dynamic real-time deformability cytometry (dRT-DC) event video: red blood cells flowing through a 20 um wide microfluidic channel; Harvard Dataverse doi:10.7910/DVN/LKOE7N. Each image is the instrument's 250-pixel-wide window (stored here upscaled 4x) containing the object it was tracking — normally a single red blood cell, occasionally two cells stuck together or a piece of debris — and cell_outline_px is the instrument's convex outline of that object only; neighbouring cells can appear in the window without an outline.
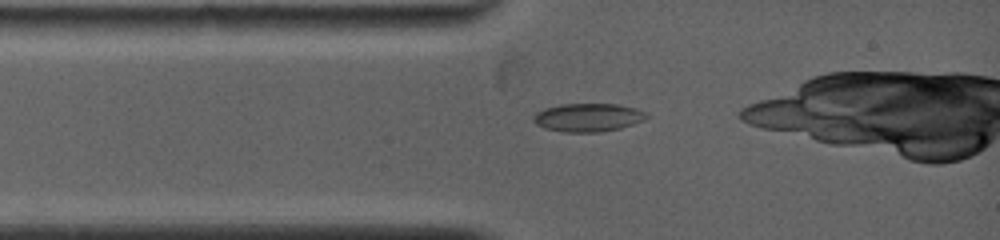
{"species": "common noctule bat (a hibernating species)", "species_latin": "Nyctalus noctula", "temperature_condition": "warm", "stored_images_in_passage": 2, "camera_frame_rate_fps": 5000, "um_per_image_px": 0.085, "animal": {"sex": "female", "body_mass_g": 19.0, "forearm_length_mm": 53.3}, "frame": {"image": 1, "passage_image": 1, "time_ms": 0.0, "image_size_px": [1000, 240], "cell_outline_px": [[648, 116], [644, 120], [620, 128], [596, 132], [564, 132], [544, 128], [536, 124], [532, 120], [532, 116], [536, 112], [544, 108], [560, 104], [616, 104], [636, 108], [648, 112]], "centroid_in_image_um": [49.96, 9.98], "position_along_channel_um": 35.0, "area_um2": 18.73}}